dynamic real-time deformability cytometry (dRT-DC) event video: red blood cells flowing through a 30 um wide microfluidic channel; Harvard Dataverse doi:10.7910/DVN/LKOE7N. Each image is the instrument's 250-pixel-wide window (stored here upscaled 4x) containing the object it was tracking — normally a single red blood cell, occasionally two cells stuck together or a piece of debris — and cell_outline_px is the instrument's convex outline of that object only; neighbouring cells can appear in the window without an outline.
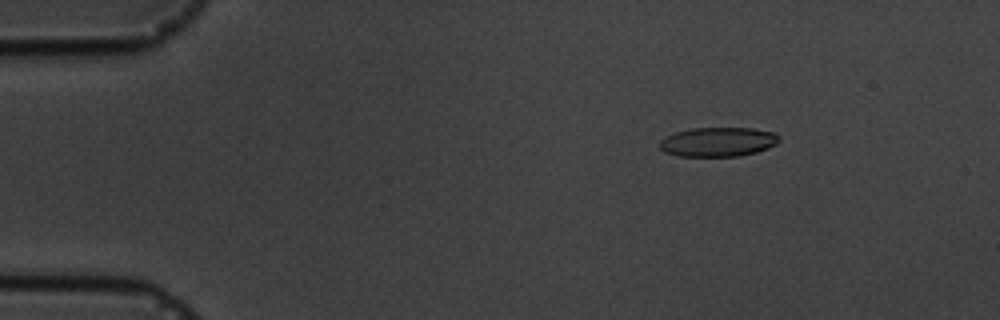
{"species": "common noctule bat (a hibernating species)", "species_latin": "Nyctalus noctula", "temperature_condition": "cold", "stored_images_in_passage": 15, "camera_frame_rate_fps": 3000, "um_per_image_px": 0.085, "animal": {"sex": "male", "body_mass_g": 19.5, "forearm_length_mm": 54.6}, "frame": {"image": 1, "passage_image": 2, "time_ms": 2.0, "image_size_px": [1000, 320], "cell_outline_px": [[780, 140], [776, 144], [768, 148], [756, 152], [740, 156], [680, 156], [664, 152], [660, 148], [660, 140], [664, 136], [676, 132], [692, 128], [752, 128], [776, 132], [780, 136]], "centroid_in_image_um": [61.05, 12.05], "position_along_channel_um": 23.9, "area_um2": 20.58}}
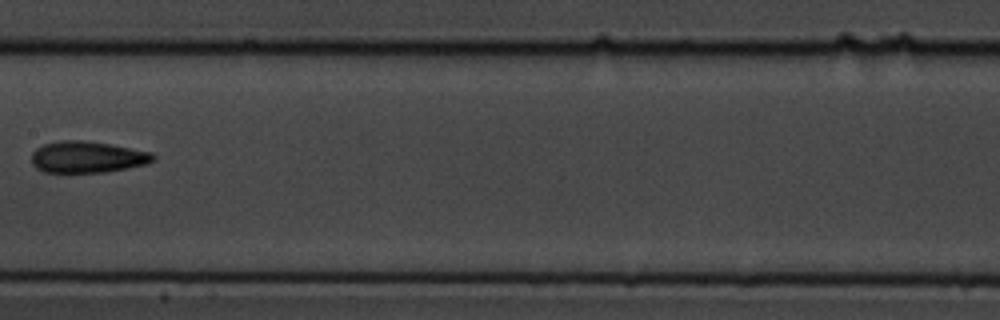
{"frame": {"image": 2, "passage_image": 8, "time_ms": 9.0, "image_size_px": [1000, 320], "cell_outline_px": [[156, 156], [148, 164], [128, 168], [104, 172], [44, 172], [36, 168], [32, 164], [32, 152], [36, 148], [44, 144], [60, 140], [80, 140], [108, 144], [152, 152]], "centroid_in_image_um": [7.41, 13.35], "position_along_channel_um": 200.0, "area_um2": 22.25}}
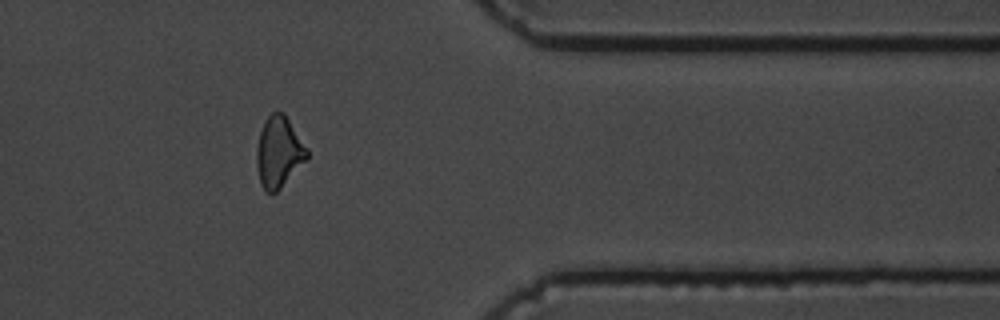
{"frame": {"image": 3, "passage_image": 13, "time_ms": 14.667, "image_size_px": [1000, 320], "cell_outline_px": [[308, 160], [276, 192], [268, 192], [260, 184], [256, 164], [256, 148], [260, 132], [264, 120], [272, 112], [284, 112], [308, 148]], "centroid_in_image_um": [23.71, 12.91], "position_along_channel_um": 387.7, "area_um2": 21.04}, "authors_computed_cell_mechanics": {"area_um2": 21.0392, "velocity_mm_per_s": 3.5808, "shape_relaxation_time_tau1_ms": 4.374, "shape_relaxation_time_tau2_ms": 2.9977, "deformation_change_tau1": 0.1043, "deformation_change_tau2": 0.1024}}